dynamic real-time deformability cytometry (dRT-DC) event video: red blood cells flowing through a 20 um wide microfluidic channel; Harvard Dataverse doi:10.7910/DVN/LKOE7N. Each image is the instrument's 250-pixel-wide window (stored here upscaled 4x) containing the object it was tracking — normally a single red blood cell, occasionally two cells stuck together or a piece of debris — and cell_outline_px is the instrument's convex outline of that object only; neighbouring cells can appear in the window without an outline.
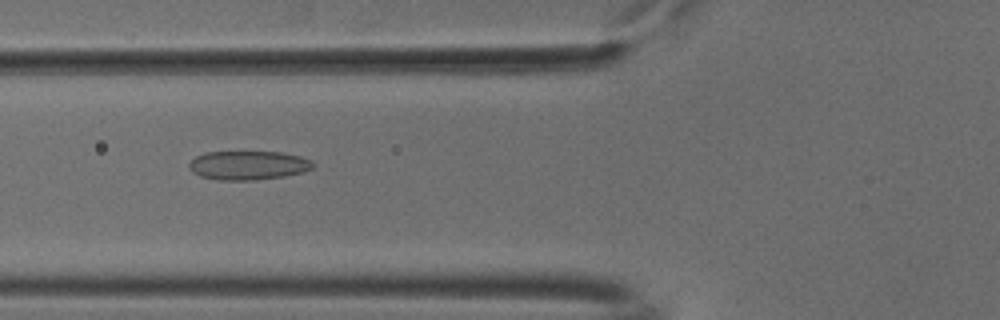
{"species": "common noctule bat (a hibernating species)", "species_latin": "Nyctalus noctula", "temperature_condition": "cold", "stored_images_in_passage": 33, "camera_frame_rate_fps": 3000, "um_per_image_px": 0.085, "animal": {"sex": "male", "body_mass_g": 18.8}, "frame": {"image": 1, "passage_image": 5, "time_ms": 1.333, "image_size_px": [1000, 320], "cell_outline_px": [[316, 164], [312, 168], [304, 172], [284, 176], [252, 180], [216, 180], [200, 176], [192, 172], [188, 168], [188, 164], [196, 156], [204, 152], [280, 152], [300, 156], [312, 160]], "centroid_in_image_um": [21.09, 14.05], "position_along_channel_um": 104.7, "area_um2": 21.04}}
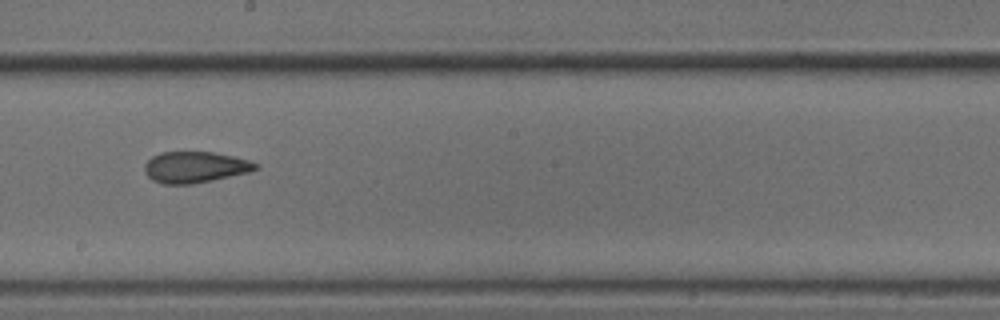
{"frame": {"image": 2, "passage_image": 15, "time_ms": 4.667, "image_size_px": [1000, 320], "cell_outline_px": [[260, 168], [248, 172], [212, 180], [192, 184], [164, 184], [152, 180], [144, 172], [144, 164], [152, 156], [160, 152], [216, 152], [248, 160], [260, 164]], "centroid_in_image_um": [16.57, 14.2], "position_along_channel_um": 231.6, "area_um2": 20.23}}
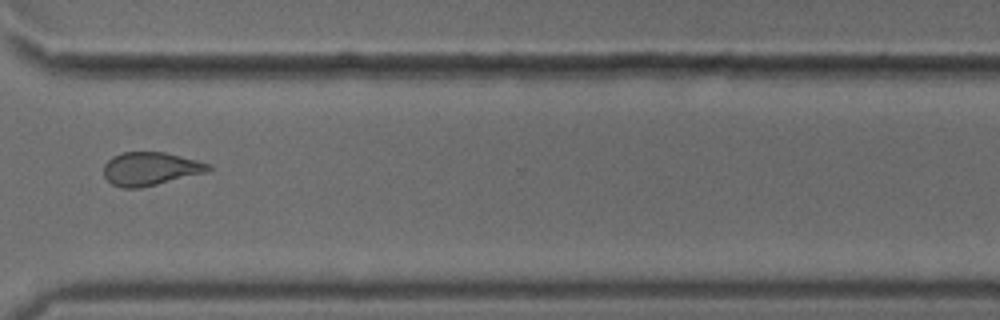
{"frame": {"image": 3, "passage_image": 25, "time_ms": 8.0, "image_size_px": [1000, 320], "cell_outline_px": [[212, 168], [208, 172], [140, 188], [120, 188], [112, 184], [104, 176], [104, 164], [112, 156], [120, 152], [164, 152], [212, 164]], "centroid_in_image_um": [12.78, 14.34], "position_along_channel_um": 357.8, "area_um2": 20.4}, "authors_computed_cell_mechanics": {"area_um2": 19.941, "velocity_mm_per_s": 3.7861, "shape_relaxation_time_tau1_ms": null, "shape_relaxation_time_tau2_ms": 2.44, "deformation_change_tau1": null, "deformation_change_tau2": 0.1066}}